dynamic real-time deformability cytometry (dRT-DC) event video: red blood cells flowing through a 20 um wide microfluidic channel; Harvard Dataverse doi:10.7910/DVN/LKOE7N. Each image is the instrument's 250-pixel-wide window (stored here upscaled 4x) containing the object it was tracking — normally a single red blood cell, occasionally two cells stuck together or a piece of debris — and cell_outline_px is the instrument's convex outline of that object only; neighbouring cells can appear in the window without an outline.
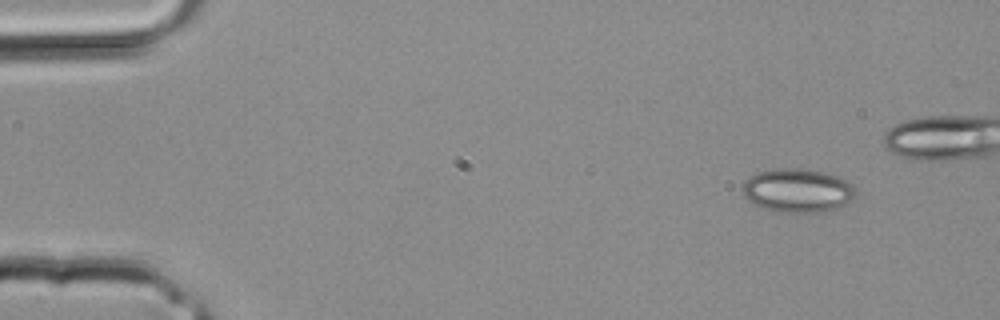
{"species": "common noctule bat (a hibernating species)", "species_latin": "Nyctalus noctula", "temperature_condition": "room temperature", "stored_images_in_passage": 4, "camera_frame_rate_fps": 3000, "um_per_image_px": 0.085, "animal": {"sex": "male", "body_mass_g": 20.4}, "frame": {"image": 1, "passage_image": 1, "time_ms": 0.0, "image_size_px": [1000, 320], "cell_outline_px": [[856, 192], [852, 200], [832, 212], [772, 212], [752, 204], [744, 196], [740, 188], [744, 180], [748, 176], [756, 172], [776, 168], [792, 168], [824, 172], [836, 176], [852, 184]], "centroid_in_image_um": [67.74, 16.21], "position_along_channel_um": 17.3, "area_um2": 29.36}}